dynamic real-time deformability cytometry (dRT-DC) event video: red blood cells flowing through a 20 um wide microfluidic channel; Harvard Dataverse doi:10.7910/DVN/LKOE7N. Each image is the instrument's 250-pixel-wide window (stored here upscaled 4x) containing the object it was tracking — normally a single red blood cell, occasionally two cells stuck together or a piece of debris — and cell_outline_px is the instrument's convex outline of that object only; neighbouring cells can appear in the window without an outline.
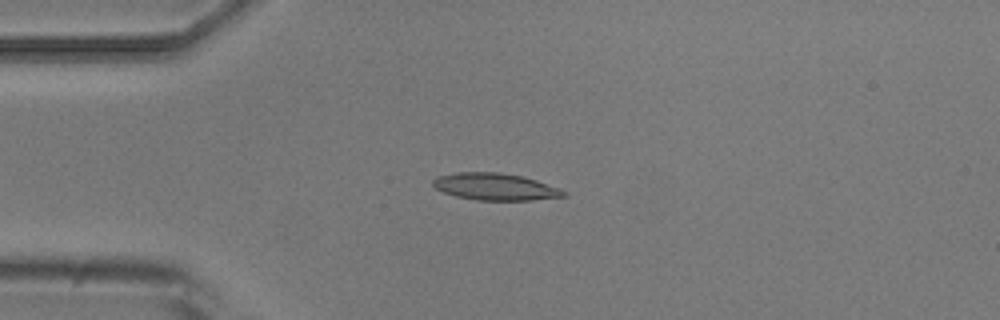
{"species": "common noctule bat (a hibernating species)", "species_latin": "Nyctalus noctula", "temperature_condition": "room temperature", "stored_images_in_passage": 2, "camera_frame_rate_fps": 3000, "um_per_image_px": 0.085, "animal": {"sex": "male", "body_mass_g": 20.5, "forearm_length_mm": 52.5}, "frame": {"image": 1, "passage_image": 1, "time_ms": 0.0, "image_size_px": [1000, 320], "cell_outline_px": [[568, 196], [532, 200], [476, 200], [456, 196], [444, 192], [436, 188], [432, 184], [432, 180], [436, 176], [456, 172], [496, 172], [524, 176], [560, 188], [568, 192]], "centroid_in_image_um": [42.12, 15.87], "position_along_channel_um": 42.9, "area_um2": 20.69}}